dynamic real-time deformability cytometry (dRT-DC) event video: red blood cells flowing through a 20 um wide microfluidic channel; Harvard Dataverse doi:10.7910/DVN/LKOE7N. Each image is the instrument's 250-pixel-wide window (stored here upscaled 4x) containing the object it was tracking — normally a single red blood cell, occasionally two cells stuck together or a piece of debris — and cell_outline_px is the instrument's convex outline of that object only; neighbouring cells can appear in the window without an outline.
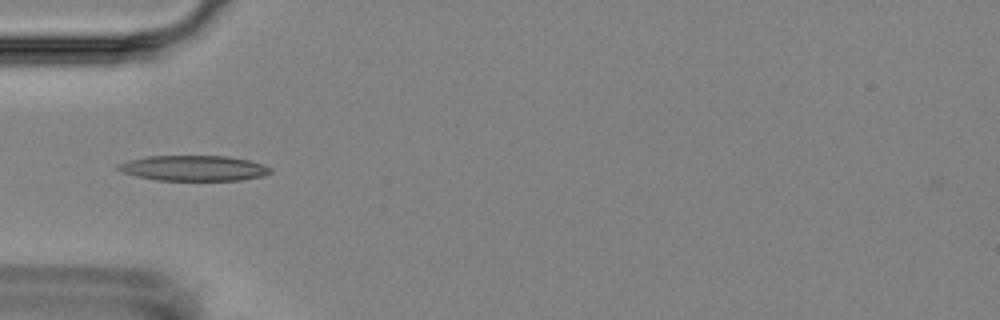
{"species": "Egyptian fruit bat (a non-hibernating species)", "species_latin": "Rousettus aegyptiacus", "temperature_condition": "room temperature", "stored_images_in_passage": 9, "camera_frame_rate_fps": 3000, "um_per_image_px": 0.085, "animal": {"sex": "female"}, "frame": {"image": 1, "passage_image": 4, "time_ms": 3.333, "image_size_px": [1000, 320], "cell_outline_px": [[272, 172], [264, 176], [240, 180], [156, 180], [136, 176], [120, 172], [116, 168], [116, 164], [128, 160], [148, 156], [228, 156], [248, 160], [264, 164], [272, 168]], "centroid_in_image_um": [16.45, 14.29], "position_along_channel_um": 68.5, "area_um2": 22.72}}
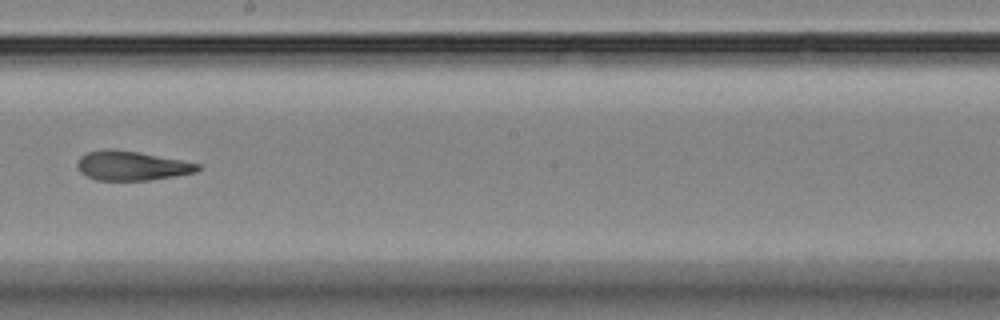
{"frame": {"image": 2, "passage_image": 8, "time_ms": 8.0, "image_size_px": [1000, 320], "cell_outline_px": [[200, 168], [196, 172], [176, 176], [148, 180], [96, 180], [84, 176], [80, 172], [76, 164], [80, 156], [88, 152], [136, 152], [180, 160], [200, 164]], "centroid_in_image_um": [11.2, 14.14], "position_along_channel_um": 237.0, "area_um2": 19.77}}
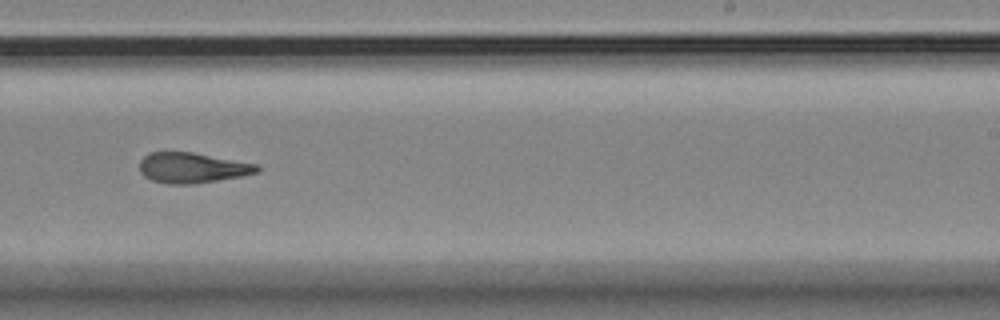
{"frame": {"image": 3, "passage_image": 9, "time_ms": 9.0, "image_size_px": [1000, 320], "cell_outline_px": [[260, 172], [244, 176], [192, 184], [168, 184], [152, 180], [144, 176], [140, 172], [140, 160], [148, 152], [192, 152], [256, 164], [260, 168]], "centroid_in_image_um": [16.34, 14.26], "position_along_channel_um": 272.7, "area_um2": 20.81}}